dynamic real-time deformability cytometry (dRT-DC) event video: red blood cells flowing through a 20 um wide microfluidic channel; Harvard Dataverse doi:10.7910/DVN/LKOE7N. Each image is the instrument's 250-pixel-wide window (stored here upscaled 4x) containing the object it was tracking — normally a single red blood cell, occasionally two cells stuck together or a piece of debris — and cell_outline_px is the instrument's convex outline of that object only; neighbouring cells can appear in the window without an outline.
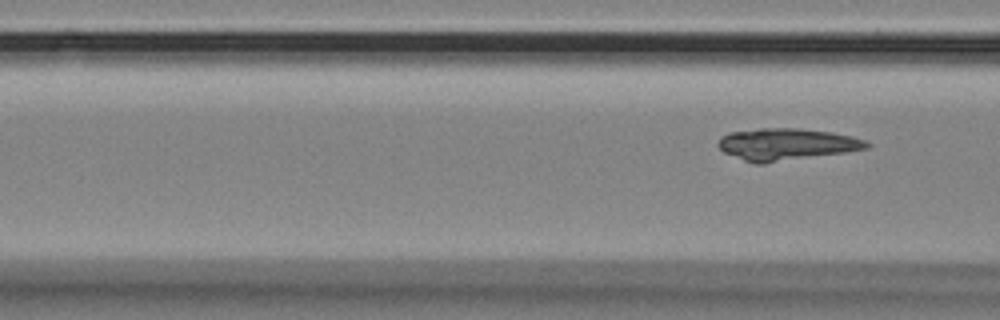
{"species": "Egyptian fruit bat (a non-hibernating species)", "species_latin": "Rousettus aegyptiacus", "temperature_condition": "room temperature", "stored_images_in_passage": 7, "camera_frame_rate_fps": 3000, "um_per_image_px": 0.085, "animal": {"sex": "female"}, "frame": {"image": 1, "passage_image": 7, "time_ms": 7.333, "image_size_px": [1000, 320], "cell_outline_px": [[872, 144], [868, 148], [844, 152], [764, 164], [756, 164], [744, 160], [724, 152], [716, 144], [720, 136], [732, 132], [760, 128], [800, 128], [832, 132], [852, 136], [864, 140]], "centroid_in_image_um": [66.84, 12.26], "position_along_channel_um": 99.8, "area_um2": 27.63}}